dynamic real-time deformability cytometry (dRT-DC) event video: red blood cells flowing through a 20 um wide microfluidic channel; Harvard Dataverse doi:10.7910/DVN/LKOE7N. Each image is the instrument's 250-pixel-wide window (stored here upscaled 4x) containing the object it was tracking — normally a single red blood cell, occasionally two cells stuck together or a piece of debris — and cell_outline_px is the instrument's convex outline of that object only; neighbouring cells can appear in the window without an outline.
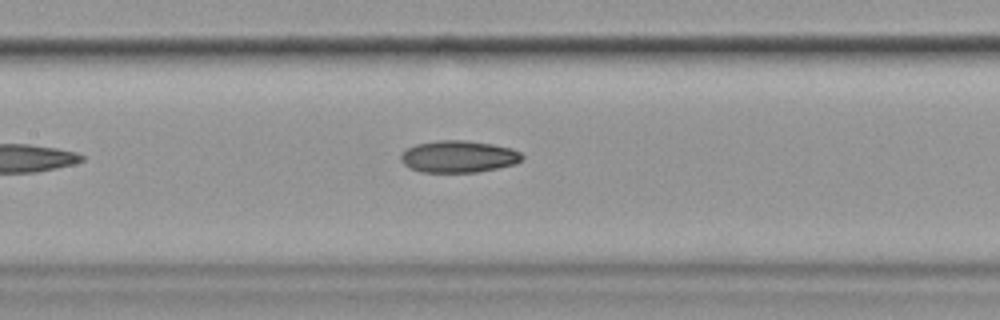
{"species": "common noctule bat (a hibernating species)", "species_latin": "Nyctalus noctula", "temperature_condition": "cold", "stored_images_in_passage": 8, "camera_frame_rate_fps": 3000, "um_per_image_px": 0.085, "animal": {"sex": "female", "body_mass_g": 19.9}, "frame": {"image": 1, "passage_image": 8, "time_ms": 8.333, "image_size_px": [1000, 320], "cell_outline_px": [[524, 156], [516, 164], [476, 172], [420, 172], [408, 168], [400, 160], [400, 152], [416, 144], [436, 140], [468, 140], [492, 144], [512, 148], [520, 152]], "centroid_in_image_um": [38.94, 13.3], "position_along_channel_um": 168.5, "area_um2": 22.77}}